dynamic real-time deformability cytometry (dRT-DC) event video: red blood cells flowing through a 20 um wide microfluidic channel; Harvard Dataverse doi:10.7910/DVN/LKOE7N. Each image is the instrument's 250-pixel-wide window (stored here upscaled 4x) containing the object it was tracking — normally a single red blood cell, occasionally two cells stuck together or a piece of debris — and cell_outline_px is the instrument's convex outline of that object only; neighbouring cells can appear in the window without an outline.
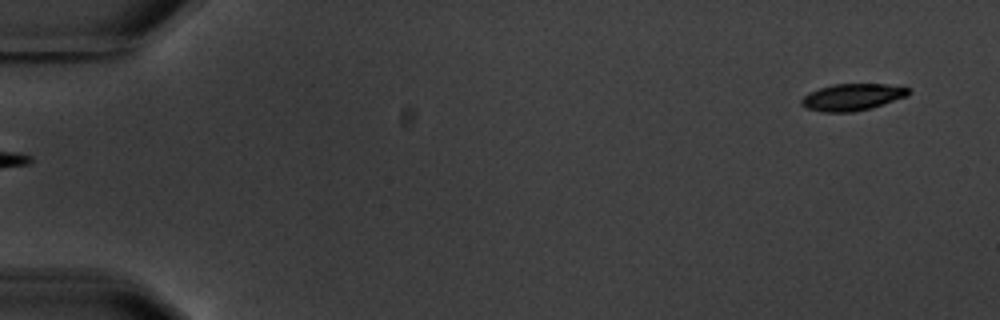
{"species": "common noctule bat (a hibernating species)", "species_latin": "Nyctalus noctula", "temperature_condition": "warm", "stored_images_in_passage": 5, "segment_of_instrument_passage": [2, 2], "camera_frame_rate_fps": 3000, "um_per_image_px": 0.085, "animal": {"sex": "male", "body_mass_g": 20.1, "forearm_length_mm": 53.5}, "frame": {"image": 1, "passage_image": 5, "time_ms": 4.667, "image_size_px": [1000, 320], "cell_outline_px": [[912, 92], [904, 96], [872, 108], [852, 112], [824, 112], [804, 108], [800, 104], [800, 100], [808, 92], [832, 84], [884, 84], [908, 88]], "centroid_in_image_um": [72.37, 8.26], "position_along_channel_um": 12.6, "area_um2": 16.65}}